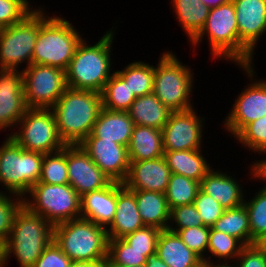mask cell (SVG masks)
<instances>
[{
	"label": "cell",
	"mask_w": 266,
	"mask_h": 267,
	"mask_svg": "<svg viewBox=\"0 0 266 267\" xmlns=\"http://www.w3.org/2000/svg\"><path fill=\"white\" fill-rule=\"evenodd\" d=\"M0 146V185L2 192L26 196L39 182L44 154L22 148L11 136ZM5 189V191H4Z\"/></svg>",
	"instance_id": "52a82bcc"
},
{
	"label": "cell",
	"mask_w": 266,
	"mask_h": 267,
	"mask_svg": "<svg viewBox=\"0 0 266 267\" xmlns=\"http://www.w3.org/2000/svg\"><path fill=\"white\" fill-rule=\"evenodd\" d=\"M250 166V180L253 179L255 182L259 180L264 184L252 198L246 197L243 203L249 215L252 245L261 244L266 239V182L257 175V164L252 161Z\"/></svg>",
	"instance_id": "f1b7e54d"
},
{
	"label": "cell",
	"mask_w": 266,
	"mask_h": 267,
	"mask_svg": "<svg viewBox=\"0 0 266 267\" xmlns=\"http://www.w3.org/2000/svg\"><path fill=\"white\" fill-rule=\"evenodd\" d=\"M156 251H137L123 238L108 240V257L106 265L144 267L147 257Z\"/></svg>",
	"instance_id": "e575fe53"
},
{
	"label": "cell",
	"mask_w": 266,
	"mask_h": 267,
	"mask_svg": "<svg viewBox=\"0 0 266 267\" xmlns=\"http://www.w3.org/2000/svg\"><path fill=\"white\" fill-rule=\"evenodd\" d=\"M80 145L112 182H124L130 165L128 147L98 137H86Z\"/></svg>",
	"instance_id": "ac0fdd59"
},
{
	"label": "cell",
	"mask_w": 266,
	"mask_h": 267,
	"mask_svg": "<svg viewBox=\"0 0 266 267\" xmlns=\"http://www.w3.org/2000/svg\"><path fill=\"white\" fill-rule=\"evenodd\" d=\"M38 183L63 185L69 183L67 173V145L56 152L44 154Z\"/></svg>",
	"instance_id": "8d00e7d4"
},
{
	"label": "cell",
	"mask_w": 266,
	"mask_h": 267,
	"mask_svg": "<svg viewBox=\"0 0 266 267\" xmlns=\"http://www.w3.org/2000/svg\"><path fill=\"white\" fill-rule=\"evenodd\" d=\"M72 260L52 240L33 267H71Z\"/></svg>",
	"instance_id": "bcb514c9"
},
{
	"label": "cell",
	"mask_w": 266,
	"mask_h": 267,
	"mask_svg": "<svg viewBox=\"0 0 266 267\" xmlns=\"http://www.w3.org/2000/svg\"><path fill=\"white\" fill-rule=\"evenodd\" d=\"M52 240L53 226L23 205L16 213L10 236L4 243L5 266L10 257L15 256L20 267H33Z\"/></svg>",
	"instance_id": "277c9868"
},
{
	"label": "cell",
	"mask_w": 266,
	"mask_h": 267,
	"mask_svg": "<svg viewBox=\"0 0 266 267\" xmlns=\"http://www.w3.org/2000/svg\"><path fill=\"white\" fill-rule=\"evenodd\" d=\"M28 109L23 87V71L0 69V131L10 136ZM9 128V129H8ZM12 129V130H11Z\"/></svg>",
	"instance_id": "2e32d148"
},
{
	"label": "cell",
	"mask_w": 266,
	"mask_h": 267,
	"mask_svg": "<svg viewBox=\"0 0 266 267\" xmlns=\"http://www.w3.org/2000/svg\"><path fill=\"white\" fill-rule=\"evenodd\" d=\"M250 83L237 94L232 109L224 118L225 132L234 138L247 124L266 115V79H257L255 65L238 66ZM255 70V71H254Z\"/></svg>",
	"instance_id": "7c38bea8"
},
{
	"label": "cell",
	"mask_w": 266,
	"mask_h": 267,
	"mask_svg": "<svg viewBox=\"0 0 266 267\" xmlns=\"http://www.w3.org/2000/svg\"><path fill=\"white\" fill-rule=\"evenodd\" d=\"M176 21L191 42L204 27L210 8L200 0H171Z\"/></svg>",
	"instance_id": "f546056e"
},
{
	"label": "cell",
	"mask_w": 266,
	"mask_h": 267,
	"mask_svg": "<svg viewBox=\"0 0 266 267\" xmlns=\"http://www.w3.org/2000/svg\"><path fill=\"white\" fill-rule=\"evenodd\" d=\"M156 253L169 267H203V260L170 230H161Z\"/></svg>",
	"instance_id": "cb8c5ba5"
},
{
	"label": "cell",
	"mask_w": 266,
	"mask_h": 267,
	"mask_svg": "<svg viewBox=\"0 0 266 267\" xmlns=\"http://www.w3.org/2000/svg\"><path fill=\"white\" fill-rule=\"evenodd\" d=\"M190 65H185L173 51H164L154 66L153 93L171 111L194 108V75ZM192 102V103H191Z\"/></svg>",
	"instance_id": "8992f818"
},
{
	"label": "cell",
	"mask_w": 266,
	"mask_h": 267,
	"mask_svg": "<svg viewBox=\"0 0 266 267\" xmlns=\"http://www.w3.org/2000/svg\"><path fill=\"white\" fill-rule=\"evenodd\" d=\"M160 232L158 228L145 226L126 235L123 239L137 251H156Z\"/></svg>",
	"instance_id": "ee69618b"
},
{
	"label": "cell",
	"mask_w": 266,
	"mask_h": 267,
	"mask_svg": "<svg viewBox=\"0 0 266 267\" xmlns=\"http://www.w3.org/2000/svg\"><path fill=\"white\" fill-rule=\"evenodd\" d=\"M135 192L136 203L142 222L147 227L167 230L170 208L164 193L132 190Z\"/></svg>",
	"instance_id": "484cf974"
},
{
	"label": "cell",
	"mask_w": 266,
	"mask_h": 267,
	"mask_svg": "<svg viewBox=\"0 0 266 267\" xmlns=\"http://www.w3.org/2000/svg\"><path fill=\"white\" fill-rule=\"evenodd\" d=\"M10 136L25 150L43 154L66 146L52 109L28 108Z\"/></svg>",
	"instance_id": "30bf717a"
},
{
	"label": "cell",
	"mask_w": 266,
	"mask_h": 267,
	"mask_svg": "<svg viewBox=\"0 0 266 267\" xmlns=\"http://www.w3.org/2000/svg\"><path fill=\"white\" fill-rule=\"evenodd\" d=\"M116 182L81 197V218L107 228L115 217Z\"/></svg>",
	"instance_id": "603a6c76"
},
{
	"label": "cell",
	"mask_w": 266,
	"mask_h": 267,
	"mask_svg": "<svg viewBox=\"0 0 266 267\" xmlns=\"http://www.w3.org/2000/svg\"><path fill=\"white\" fill-rule=\"evenodd\" d=\"M203 267H232L231 264H209L203 263Z\"/></svg>",
	"instance_id": "f5cc1de1"
},
{
	"label": "cell",
	"mask_w": 266,
	"mask_h": 267,
	"mask_svg": "<svg viewBox=\"0 0 266 267\" xmlns=\"http://www.w3.org/2000/svg\"><path fill=\"white\" fill-rule=\"evenodd\" d=\"M144 227L138 211L135 192L125 187L123 183L116 182V210L113 221L106 228L108 239L124 238Z\"/></svg>",
	"instance_id": "ffe728a7"
},
{
	"label": "cell",
	"mask_w": 266,
	"mask_h": 267,
	"mask_svg": "<svg viewBox=\"0 0 266 267\" xmlns=\"http://www.w3.org/2000/svg\"><path fill=\"white\" fill-rule=\"evenodd\" d=\"M144 267H169L158 256L157 253L151 254L147 257Z\"/></svg>",
	"instance_id": "7dc6e473"
},
{
	"label": "cell",
	"mask_w": 266,
	"mask_h": 267,
	"mask_svg": "<svg viewBox=\"0 0 266 267\" xmlns=\"http://www.w3.org/2000/svg\"><path fill=\"white\" fill-rule=\"evenodd\" d=\"M204 226L194 204L180 205L170 209L167 229H185Z\"/></svg>",
	"instance_id": "b9f144b4"
},
{
	"label": "cell",
	"mask_w": 266,
	"mask_h": 267,
	"mask_svg": "<svg viewBox=\"0 0 266 267\" xmlns=\"http://www.w3.org/2000/svg\"><path fill=\"white\" fill-rule=\"evenodd\" d=\"M172 172L165 158L130 161L123 185L129 190H145L165 193Z\"/></svg>",
	"instance_id": "d6986e66"
},
{
	"label": "cell",
	"mask_w": 266,
	"mask_h": 267,
	"mask_svg": "<svg viewBox=\"0 0 266 267\" xmlns=\"http://www.w3.org/2000/svg\"><path fill=\"white\" fill-rule=\"evenodd\" d=\"M257 164V175L266 182V158L263 156V159L253 161Z\"/></svg>",
	"instance_id": "c3c4849f"
},
{
	"label": "cell",
	"mask_w": 266,
	"mask_h": 267,
	"mask_svg": "<svg viewBox=\"0 0 266 267\" xmlns=\"http://www.w3.org/2000/svg\"><path fill=\"white\" fill-rule=\"evenodd\" d=\"M243 247L244 245L237 238L210 227L207 263L232 264Z\"/></svg>",
	"instance_id": "1f68e13d"
},
{
	"label": "cell",
	"mask_w": 266,
	"mask_h": 267,
	"mask_svg": "<svg viewBox=\"0 0 266 267\" xmlns=\"http://www.w3.org/2000/svg\"><path fill=\"white\" fill-rule=\"evenodd\" d=\"M145 61H133L122 70H115L128 84L136 97L153 92L154 65Z\"/></svg>",
	"instance_id": "836d02e7"
},
{
	"label": "cell",
	"mask_w": 266,
	"mask_h": 267,
	"mask_svg": "<svg viewBox=\"0 0 266 267\" xmlns=\"http://www.w3.org/2000/svg\"><path fill=\"white\" fill-rule=\"evenodd\" d=\"M232 267H266V249L259 243L244 246Z\"/></svg>",
	"instance_id": "f6af8a7d"
},
{
	"label": "cell",
	"mask_w": 266,
	"mask_h": 267,
	"mask_svg": "<svg viewBox=\"0 0 266 267\" xmlns=\"http://www.w3.org/2000/svg\"><path fill=\"white\" fill-rule=\"evenodd\" d=\"M195 108L172 112L162 128L164 151L196 150L203 148L205 117Z\"/></svg>",
	"instance_id": "9a60e30c"
},
{
	"label": "cell",
	"mask_w": 266,
	"mask_h": 267,
	"mask_svg": "<svg viewBox=\"0 0 266 267\" xmlns=\"http://www.w3.org/2000/svg\"><path fill=\"white\" fill-rule=\"evenodd\" d=\"M230 174L228 171L212 168L200 182V189L219 202L224 209L241 206L246 197L240 180Z\"/></svg>",
	"instance_id": "44dd1931"
},
{
	"label": "cell",
	"mask_w": 266,
	"mask_h": 267,
	"mask_svg": "<svg viewBox=\"0 0 266 267\" xmlns=\"http://www.w3.org/2000/svg\"><path fill=\"white\" fill-rule=\"evenodd\" d=\"M167 230L177 233L188 248L196 253L203 260V263H207L210 227L204 225L201 227Z\"/></svg>",
	"instance_id": "f35d334b"
},
{
	"label": "cell",
	"mask_w": 266,
	"mask_h": 267,
	"mask_svg": "<svg viewBox=\"0 0 266 267\" xmlns=\"http://www.w3.org/2000/svg\"><path fill=\"white\" fill-rule=\"evenodd\" d=\"M261 245L266 249V239L263 240V242L261 243Z\"/></svg>",
	"instance_id": "11a10c76"
},
{
	"label": "cell",
	"mask_w": 266,
	"mask_h": 267,
	"mask_svg": "<svg viewBox=\"0 0 266 267\" xmlns=\"http://www.w3.org/2000/svg\"><path fill=\"white\" fill-rule=\"evenodd\" d=\"M29 0H0V29L21 22L36 6Z\"/></svg>",
	"instance_id": "60d3db41"
},
{
	"label": "cell",
	"mask_w": 266,
	"mask_h": 267,
	"mask_svg": "<svg viewBox=\"0 0 266 267\" xmlns=\"http://www.w3.org/2000/svg\"><path fill=\"white\" fill-rule=\"evenodd\" d=\"M116 29L113 26L110 30L105 31L100 39L92 45L88 43L87 39H82L65 70L68 88L102 92L106 82L115 72L112 70L113 48L111 47L114 43Z\"/></svg>",
	"instance_id": "6da1fadb"
},
{
	"label": "cell",
	"mask_w": 266,
	"mask_h": 267,
	"mask_svg": "<svg viewBox=\"0 0 266 267\" xmlns=\"http://www.w3.org/2000/svg\"><path fill=\"white\" fill-rule=\"evenodd\" d=\"M203 149L164 151V158L170 171L201 182L212 169V164L204 157ZM209 162V163H208Z\"/></svg>",
	"instance_id": "d4e9b609"
},
{
	"label": "cell",
	"mask_w": 266,
	"mask_h": 267,
	"mask_svg": "<svg viewBox=\"0 0 266 267\" xmlns=\"http://www.w3.org/2000/svg\"><path fill=\"white\" fill-rule=\"evenodd\" d=\"M23 205L32 213L47 219L53 227L81 218V197L69 183H37L23 197Z\"/></svg>",
	"instance_id": "9c48e42d"
},
{
	"label": "cell",
	"mask_w": 266,
	"mask_h": 267,
	"mask_svg": "<svg viewBox=\"0 0 266 267\" xmlns=\"http://www.w3.org/2000/svg\"><path fill=\"white\" fill-rule=\"evenodd\" d=\"M102 107L112 111H125L137 98L126 81L115 71L106 82L102 92Z\"/></svg>",
	"instance_id": "d6a6232c"
},
{
	"label": "cell",
	"mask_w": 266,
	"mask_h": 267,
	"mask_svg": "<svg viewBox=\"0 0 266 267\" xmlns=\"http://www.w3.org/2000/svg\"><path fill=\"white\" fill-rule=\"evenodd\" d=\"M23 206V198L10 193H0V240L5 243L11 233L14 217Z\"/></svg>",
	"instance_id": "ab89813d"
},
{
	"label": "cell",
	"mask_w": 266,
	"mask_h": 267,
	"mask_svg": "<svg viewBox=\"0 0 266 267\" xmlns=\"http://www.w3.org/2000/svg\"><path fill=\"white\" fill-rule=\"evenodd\" d=\"M204 38L208 40L212 59L228 60L239 66V31L233 2L209 10L204 27L189 43L193 50L200 47Z\"/></svg>",
	"instance_id": "ba28073f"
},
{
	"label": "cell",
	"mask_w": 266,
	"mask_h": 267,
	"mask_svg": "<svg viewBox=\"0 0 266 267\" xmlns=\"http://www.w3.org/2000/svg\"><path fill=\"white\" fill-rule=\"evenodd\" d=\"M38 33V6L21 22L1 28L0 69L21 70L23 64L25 68L30 66Z\"/></svg>",
	"instance_id": "8fae6325"
},
{
	"label": "cell",
	"mask_w": 266,
	"mask_h": 267,
	"mask_svg": "<svg viewBox=\"0 0 266 267\" xmlns=\"http://www.w3.org/2000/svg\"><path fill=\"white\" fill-rule=\"evenodd\" d=\"M39 5V33L36 39L32 64L66 70L83 37L72 22L61 15L49 16Z\"/></svg>",
	"instance_id": "3957f363"
},
{
	"label": "cell",
	"mask_w": 266,
	"mask_h": 267,
	"mask_svg": "<svg viewBox=\"0 0 266 267\" xmlns=\"http://www.w3.org/2000/svg\"><path fill=\"white\" fill-rule=\"evenodd\" d=\"M200 1L203 2L210 9L232 2V0H200Z\"/></svg>",
	"instance_id": "f907efd6"
},
{
	"label": "cell",
	"mask_w": 266,
	"mask_h": 267,
	"mask_svg": "<svg viewBox=\"0 0 266 267\" xmlns=\"http://www.w3.org/2000/svg\"><path fill=\"white\" fill-rule=\"evenodd\" d=\"M232 2L239 31V66L254 65L255 49L260 37L266 33V0Z\"/></svg>",
	"instance_id": "5bb4252c"
},
{
	"label": "cell",
	"mask_w": 266,
	"mask_h": 267,
	"mask_svg": "<svg viewBox=\"0 0 266 267\" xmlns=\"http://www.w3.org/2000/svg\"><path fill=\"white\" fill-rule=\"evenodd\" d=\"M211 228L237 238L244 246L251 245L249 215L244 204L225 209Z\"/></svg>",
	"instance_id": "4dcf8cb0"
},
{
	"label": "cell",
	"mask_w": 266,
	"mask_h": 267,
	"mask_svg": "<svg viewBox=\"0 0 266 267\" xmlns=\"http://www.w3.org/2000/svg\"><path fill=\"white\" fill-rule=\"evenodd\" d=\"M71 267H107L106 262H72Z\"/></svg>",
	"instance_id": "681fc988"
},
{
	"label": "cell",
	"mask_w": 266,
	"mask_h": 267,
	"mask_svg": "<svg viewBox=\"0 0 266 267\" xmlns=\"http://www.w3.org/2000/svg\"><path fill=\"white\" fill-rule=\"evenodd\" d=\"M51 109L61 139L77 145L92 133L102 109L101 93L67 88Z\"/></svg>",
	"instance_id": "7a4b0ae2"
},
{
	"label": "cell",
	"mask_w": 266,
	"mask_h": 267,
	"mask_svg": "<svg viewBox=\"0 0 266 267\" xmlns=\"http://www.w3.org/2000/svg\"><path fill=\"white\" fill-rule=\"evenodd\" d=\"M107 267H129V266H122V265H107Z\"/></svg>",
	"instance_id": "db71d44e"
},
{
	"label": "cell",
	"mask_w": 266,
	"mask_h": 267,
	"mask_svg": "<svg viewBox=\"0 0 266 267\" xmlns=\"http://www.w3.org/2000/svg\"><path fill=\"white\" fill-rule=\"evenodd\" d=\"M23 71V87L28 108L51 109L68 88L65 70L31 64Z\"/></svg>",
	"instance_id": "4fadbf2b"
},
{
	"label": "cell",
	"mask_w": 266,
	"mask_h": 267,
	"mask_svg": "<svg viewBox=\"0 0 266 267\" xmlns=\"http://www.w3.org/2000/svg\"><path fill=\"white\" fill-rule=\"evenodd\" d=\"M128 155L130 161L152 160L164 156L162 130L134 125Z\"/></svg>",
	"instance_id": "4316f807"
},
{
	"label": "cell",
	"mask_w": 266,
	"mask_h": 267,
	"mask_svg": "<svg viewBox=\"0 0 266 267\" xmlns=\"http://www.w3.org/2000/svg\"><path fill=\"white\" fill-rule=\"evenodd\" d=\"M199 189V182L187 178L184 175L172 173L164 193L169 208L193 204Z\"/></svg>",
	"instance_id": "d590c367"
},
{
	"label": "cell",
	"mask_w": 266,
	"mask_h": 267,
	"mask_svg": "<svg viewBox=\"0 0 266 267\" xmlns=\"http://www.w3.org/2000/svg\"><path fill=\"white\" fill-rule=\"evenodd\" d=\"M134 122L128 112L112 111L102 107L92 133L87 137H98L128 147Z\"/></svg>",
	"instance_id": "7402d4cb"
},
{
	"label": "cell",
	"mask_w": 266,
	"mask_h": 267,
	"mask_svg": "<svg viewBox=\"0 0 266 267\" xmlns=\"http://www.w3.org/2000/svg\"><path fill=\"white\" fill-rule=\"evenodd\" d=\"M0 267L5 266V251H4V242L0 240Z\"/></svg>",
	"instance_id": "816d5d0a"
},
{
	"label": "cell",
	"mask_w": 266,
	"mask_h": 267,
	"mask_svg": "<svg viewBox=\"0 0 266 267\" xmlns=\"http://www.w3.org/2000/svg\"><path fill=\"white\" fill-rule=\"evenodd\" d=\"M127 112L133 120L134 125L148 126L162 130L173 111L163 105L152 92L137 97Z\"/></svg>",
	"instance_id": "83f0119b"
},
{
	"label": "cell",
	"mask_w": 266,
	"mask_h": 267,
	"mask_svg": "<svg viewBox=\"0 0 266 267\" xmlns=\"http://www.w3.org/2000/svg\"><path fill=\"white\" fill-rule=\"evenodd\" d=\"M233 139L247 151L266 156V115L247 124Z\"/></svg>",
	"instance_id": "74e56055"
},
{
	"label": "cell",
	"mask_w": 266,
	"mask_h": 267,
	"mask_svg": "<svg viewBox=\"0 0 266 267\" xmlns=\"http://www.w3.org/2000/svg\"><path fill=\"white\" fill-rule=\"evenodd\" d=\"M205 226L211 227L224 213L225 209L219 202L204 193L201 189L196 194L193 203Z\"/></svg>",
	"instance_id": "7bdbcfd3"
},
{
	"label": "cell",
	"mask_w": 266,
	"mask_h": 267,
	"mask_svg": "<svg viewBox=\"0 0 266 267\" xmlns=\"http://www.w3.org/2000/svg\"><path fill=\"white\" fill-rule=\"evenodd\" d=\"M53 240L73 262L107 261V230L91 220L78 218L54 226Z\"/></svg>",
	"instance_id": "5b68a950"
},
{
	"label": "cell",
	"mask_w": 266,
	"mask_h": 267,
	"mask_svg": "<svg viewBox=\"0 0 266 267\" xmlns=\"http://www.w3.org/2000/svg\"><path fill=\"white\" fill-rule=\"evenodd\" d=\"M67 173L69 184L80 197L112 183L80 144L67 145Z\"/></svg>",
	"instance_id": "e0dca14e"
}]
</instances>
